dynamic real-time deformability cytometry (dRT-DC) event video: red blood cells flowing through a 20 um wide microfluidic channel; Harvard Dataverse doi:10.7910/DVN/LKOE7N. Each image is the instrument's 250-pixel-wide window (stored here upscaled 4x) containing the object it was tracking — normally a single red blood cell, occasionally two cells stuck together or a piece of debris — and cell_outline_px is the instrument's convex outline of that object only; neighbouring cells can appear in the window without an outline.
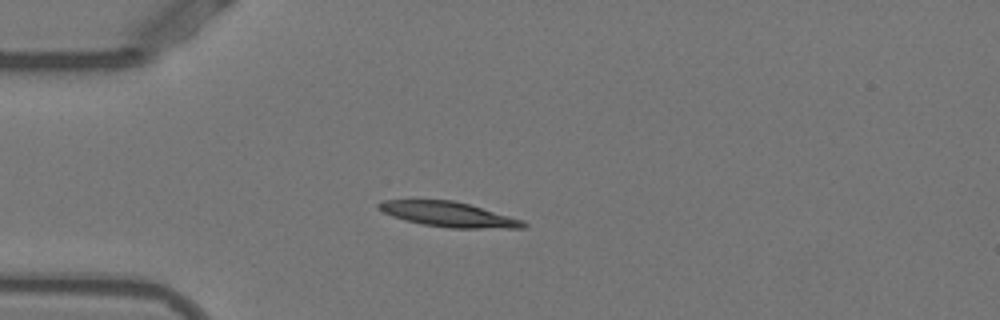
{"species": "Egyptian fruit bat (a non-hibernating species)", "species_latin": "Rousettus aegyptiacus", "temperature_condition": "warm", "stored_images_in_passage": 40, "camera_frame_rate_fps": 3000, "um_per_image_px": 0.085, "animal": {"sex": "female"}, "frame": {"image": 1, "passage_image": 1, "time_ms": 0.0, "image_size_px": [1000, 320], "cell_outline_px": [[528, 224], [524, 228], [452, 228], [420, 224], [404, 220], [392, 216], [376, 208], [376, 204], [384, 200], [452, 200], [468, 204], [524, 220]], "centroid_in_image_um": [38.11, 18.22], "position_along_channel_um": 46.9, "area_um2": 20.98}}
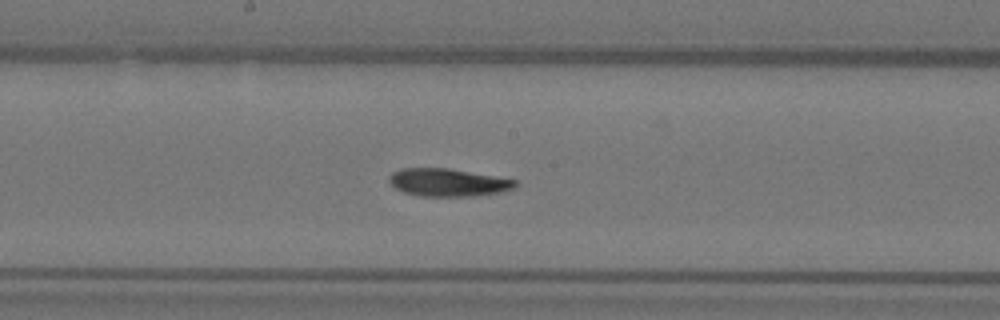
{"frame": {"image": 2, "passage_image": 15, "time_ms": 4.667, "image_size_px": [1000, 320], "cell_outline_px": [[520, 184], [512, 188], [500, 192], [472, 196], [420, 196], [404, 192], [396, 188], [388, 180], [388, 176], [392, 172], [400, 168], [448, 168], [516, 180]], "centroid_in_image_um": [38.05, 15.5], "position_along_channel_um": 210.2, "area_um2": 20.29}}
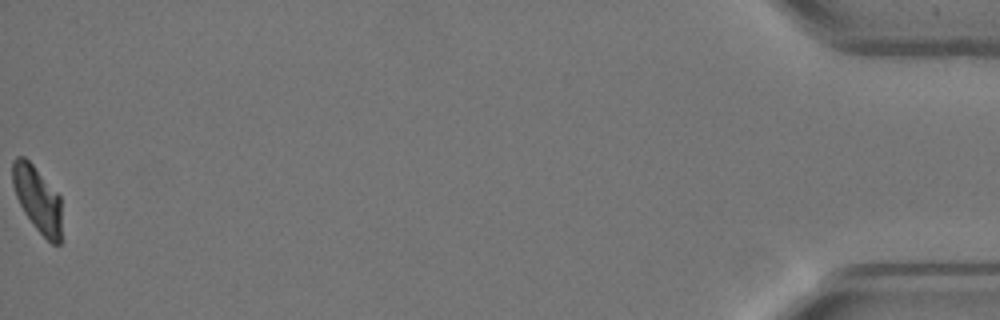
{"frame": {"image": 3, "passage_image": 40, "time_ms": 13.0, "image_size_px": [1000, 320], "cell_outline_px": [[64, 240], [60, 244], [52, 244], [32, 224], [24, 212], [16, 196], [12, 184], [12, 160], [16, 156], [24, 156], [32, 164], [60, 196]], "centroid_in_image_um": [3.23, 16.98], "position_along_channel_um": 432.0, "area_um2": 19.25}, "authors_computed_cell_mechanics": {"area_um2": 20.7213, "velocity_mm_per_s": 3.8453, "shape_relaxation_time_tau1_ms": 7.596, "shape_relaxation_time_tau2_ms": 3.7891, "deformation_change_tau1": 0.2543, "deformation_change_tau2": 0.0689}}